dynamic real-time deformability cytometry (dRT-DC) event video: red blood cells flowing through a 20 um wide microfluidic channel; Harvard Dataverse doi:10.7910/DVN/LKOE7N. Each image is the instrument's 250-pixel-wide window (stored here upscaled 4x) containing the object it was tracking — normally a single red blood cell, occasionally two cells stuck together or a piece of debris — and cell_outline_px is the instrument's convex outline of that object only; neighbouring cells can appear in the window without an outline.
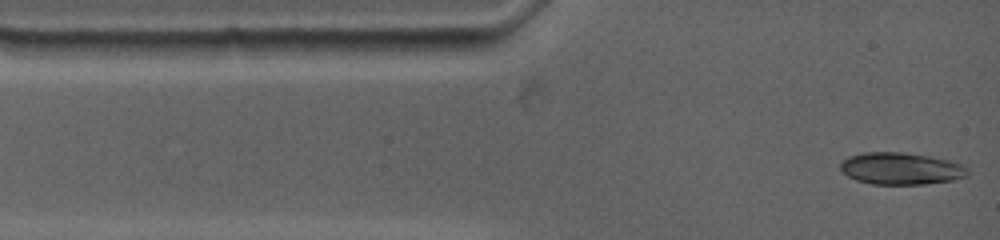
{"species": "common noctule bat (a hibernating species)", "species_latin": "Nyctalus noctula", "temperature_condition": "warm", "stored_images_in_passage": 5, "camera_frame_rate_fps": 4500, "um_per_image_px": 0.085, "animal": {"sex": "female", "body_mass_g": 19.0, "forearm_length_mm": 53.3}, "frame": {"image": 1, "passage_image": 1, "time_ms": 0.0, "image_size_px": [1000, 240], "cell_outline_px": [[968, 176], [952, 180], [928, 184], [872, 184], [856, 180], [848, 176], [840, 168], [840, 164], [848, 156], [864, 152], [904, 152], [928, 156], [948, 160], [960, 164], [968, 172]], "centroid_in_image_um": [76.56, 14.33], "position_along_channel_um": 8.4, "area_um2": 23.58}}
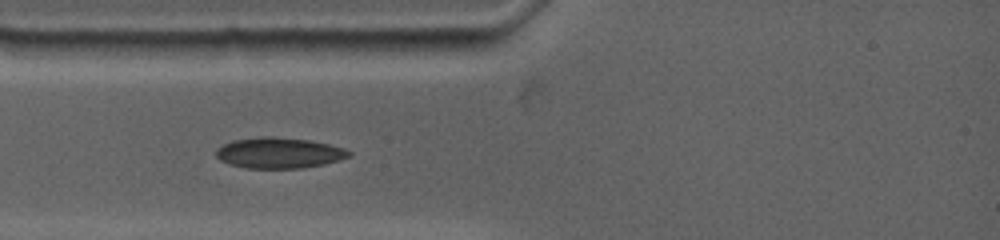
{"frame": {"image": 2, "passage_image": 4, "time_ms": 2.444, "image_size_px": [1000, 240], "cell_outline_px": [[352, 156], [340, 160], [324, 164], [304, 168], [244, 168], [228, 164], [220, 160], [216, 156], [216, 148], [232, 140], [260, 136], [272, 136], [312, 140], [344, 148], [352, 152]], "centroid_in_image_um": [23.72, 12.99], "position_along_channel_um": 61.3, "area_um2": 24.16}}
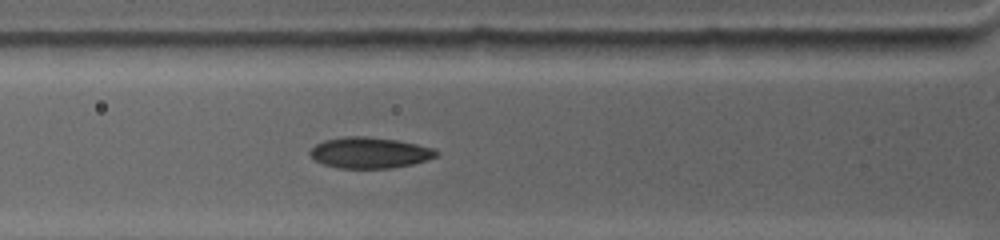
{"frame": {"image": 3, "passage_image": 5, "time_ms": 3.333, "image_size_px": [1000, 240], "cell_outline_px": [[440, 152], [436, 156], [428, 160], [412, 164], [392, 168], [340, 168], [324, 164], [316, 160], [308, 152], [316, 144], [324, 140], [344, 136], [368, 136], [396, 140], [436, 148]], "centroid_in_image_um": [31.46, 12.97], "position_along_channel_um": 94.3, "area_um2": 22.83}}